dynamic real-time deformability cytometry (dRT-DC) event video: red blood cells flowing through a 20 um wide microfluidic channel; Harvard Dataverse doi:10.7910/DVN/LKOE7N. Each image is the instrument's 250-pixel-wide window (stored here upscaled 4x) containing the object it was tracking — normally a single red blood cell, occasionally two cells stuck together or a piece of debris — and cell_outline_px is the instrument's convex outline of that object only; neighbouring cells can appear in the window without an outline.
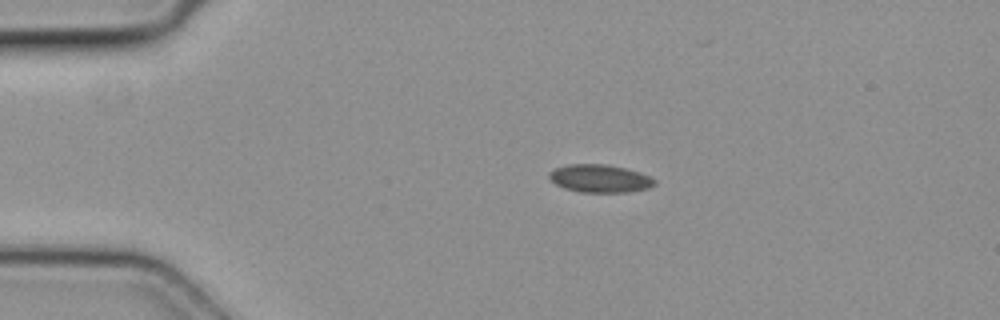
{"species": "common noctule bat (a hibernating species)", "species_latin": "Nyctalus noctula", "temperature_condition": "cold", "stored_images_in_passage": 3, "camera_frame_rate_fps": 3000, "um_per_image_px": 0.085, "animal": {"sex": "female", "body_mass_g": 19.3, "forearm_length_mm": 54.1}, "frame": {"image": 1, "passage_image": 2, "time_ms": 0.333, "image_size_px": [1000, 320], "cell_outline_px": [[656, 184], [648, 188], [628, 192], [580, 192], [564, 188], [548, 180], [548, 172], [556, 168], [568, 164], [608, 164], [640, 172], [656, 180]], "centroid_in_image_um": [50.96, 15.17], "position_along_channel_um": 34.0, "area_um2": 17.22}}